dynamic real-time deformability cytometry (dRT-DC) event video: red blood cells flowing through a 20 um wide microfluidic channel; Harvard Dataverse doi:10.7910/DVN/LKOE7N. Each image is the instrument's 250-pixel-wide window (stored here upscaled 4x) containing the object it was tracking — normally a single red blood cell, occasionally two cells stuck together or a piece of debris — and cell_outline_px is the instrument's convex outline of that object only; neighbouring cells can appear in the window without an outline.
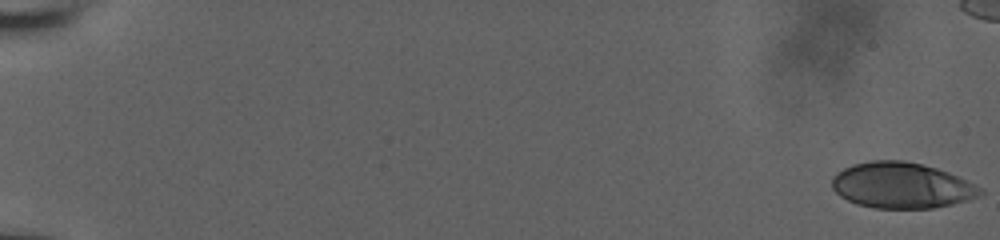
{"species": "human", "species_latin": "Homo sapiens", "temperature_condition": "room temperature", "stored_images_in_passage": 54, "camera_frame_rate_fps": 3000, "um_per_image_px": 0.085, "donor": {"sex": "male"}, "frame": {"image": 1, "passage_image": 1, "time_ms": 0.0, "image_size_px": [1000, 240], "cell_outline_px": [[984, 192], [980, 196], [968, 200], [952, 204], [932, 208], [876, 208], [856, 204], [840, 196], [832, 188], [832, 176], [844, 168], [856, 164], [872, 160], [904, 160], [936, 168], [948, 172], [980, 188]], "centroid_in_image_um": [76.61, 15.76], "position_along_channel_um": 8.4, "area_um2": 39.25}}
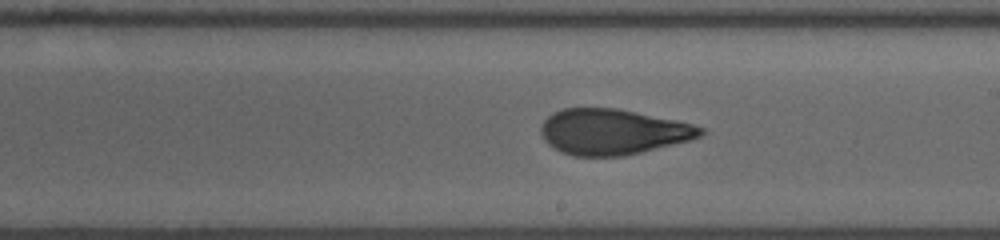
{"frame": {"image": 2, "passage_image": 36, "time_ms": 11.667, "image_size_px": [1000, 240], "cell_outline_px": [[704, 132], [700, 136], [692, 140], [624, 156], [572, 156], [560, 152], [548, 144], [544, 140], [540, 132], [540, 124], [548, 116], [564, 108], [616, 108], [676, 120], [692, 124], [704, 128]], "centroid_in_image_um": [52.07, 11.21], "position_along_channel_um": 236.9, "area_um2": 42.48}}
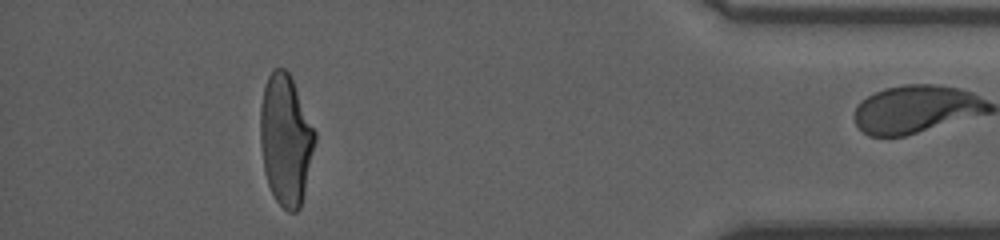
{"frame": {"image": 3, "passage_image": 53, "time_ms": 17.333, "image_size_px": [1000, 240], "cell_outline_px": [[316, 140], [304, 196], [300, 208], [296, 212], [288, 212], [276, 200], [268, 184], [264, 172], [260, 144], [260, 108], [264, 88], [268, 76], [272, 68], [284, 68], [288, 72], [292, 80], [316, 132]], "centroid_in_image_um": [24.28, 11.9], "position_along_channel_um": 410.9, "area_um2": 41.62}}